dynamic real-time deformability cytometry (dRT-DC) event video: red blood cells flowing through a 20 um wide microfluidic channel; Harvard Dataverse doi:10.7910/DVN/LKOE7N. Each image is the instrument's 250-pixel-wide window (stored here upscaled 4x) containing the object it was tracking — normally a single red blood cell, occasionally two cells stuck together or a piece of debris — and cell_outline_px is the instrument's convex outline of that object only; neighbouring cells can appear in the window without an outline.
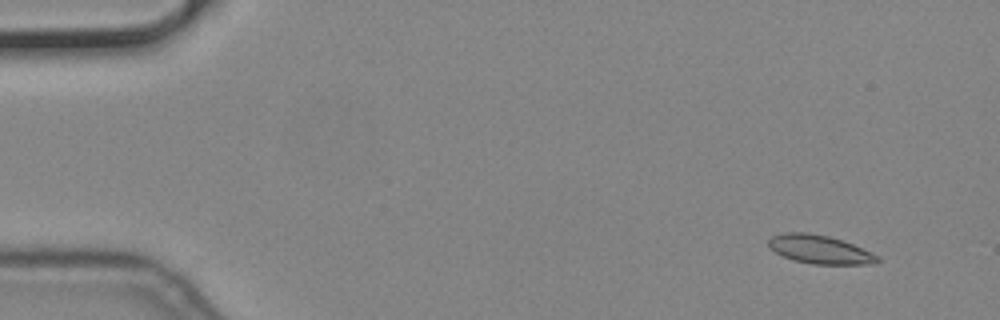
{"species": "common noctule bat (a hibernating species)", "species_latin": "Nyctalus noctula", "temperature_condition": "cold", "stored_images_in_passage": 6, "camera_frame_rate_fps": 3000, "um_per_image_px": 0.085, "animal": {"sex": "male", "body_mass_g": 19.2, "forearm_length_mm": 51.8}, "frame": {"image": 1, "passage_image": 2, "time_ms": 0.333, "image_size_px": [1000, 320], "cell_outline_px": [[880, 260], [872, 264], [812, 264], [792, 260], [768, 248], [768, 240], [772, 236], [788, 232], [808, 232], [828, 236], [852, 244], [872, 252], [880, 256]], "centroid_in_image_um": [69.67, 21.2], "position_along_channel_um": 15.3, "area_um2": 18.09}}
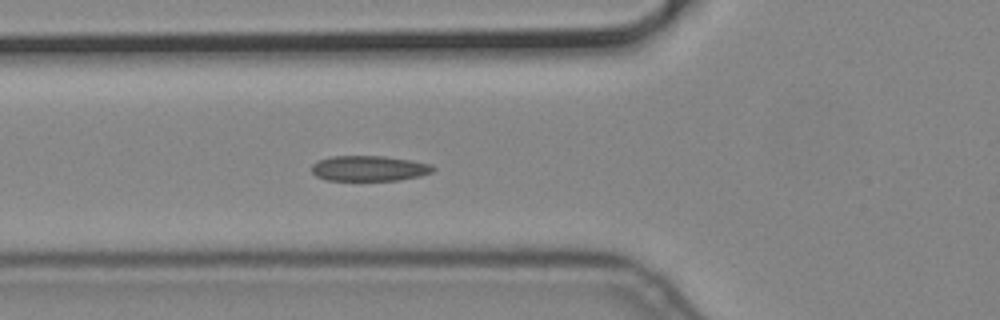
{"frame": {"image": 2, "passage_image": 6, "time_ms": 1.667, "image_size_px": [1000, 320], "cell_outline_px": [[436, 168], [432, 172], [420, 176], [400, 180], [328, 180], [316, 176], [312, 172], [312, 164], [316, 160], [332, 156], [384, 156], [432, 164]], "centroid_in_image_um": [31.37, 14.31], "position_along_channel_um": 94.4, "area_um2": 17.98}}